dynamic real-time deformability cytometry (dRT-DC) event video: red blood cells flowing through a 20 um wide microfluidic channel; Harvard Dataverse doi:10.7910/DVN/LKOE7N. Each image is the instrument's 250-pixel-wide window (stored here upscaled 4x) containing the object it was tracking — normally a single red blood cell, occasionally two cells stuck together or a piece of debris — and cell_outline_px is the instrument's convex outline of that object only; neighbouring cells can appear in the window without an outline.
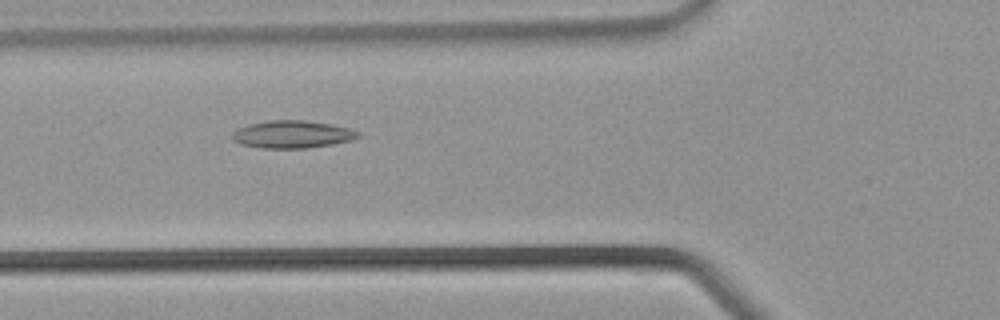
{"species": "common noctule bat (a hibernating species)", "species_latin": "Nyctalus noctula", "temperature_condition": "warm", "stored_images_in_passage": 32, "camera_frame_rate_fps": 3000, "um_per_image_px": 0.085, "animal": {"sex": "male", "body_mass_g": 21.5, "forearm_length_mm": 52.0}, "frame": {"image": 1, "passage_image": 9, "time_ms": 2.667, "image_size_px": [1000, 320], "cell_outline_px": [[360, 136], [352, 140], [332, 144], [304, 148], [264, 148], [240, 144], [232, 140], [232, 132], [236, 128], [248, 124], [268, 120], [304, 120], [332, 124], [348, 128], [360, 132]], "centroid_in_image_um": [24.81, 11.41], "position_along_channel_um": 101.0, "area_um2": 20.29}}
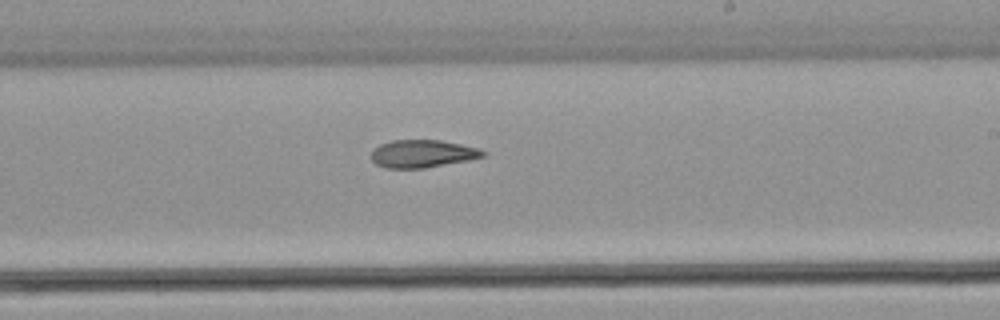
{"frame": {"image": 2, "passage_image": 17, "time_ms": 5.333, "image_size_px": [1000, 320], "cell_outline_px": [[488, 152], [484, 156], [468, 160], [424, 168], [384, 168], [376, 164], [372, 160], [372, 148], [380, 144], [392, 140], [440, 140], [460, 144], [476, 148]], "centroid_in_image_um": [35.87, 13.06], "position_along_channel_um": 253.1, "area_um2": 17.98}}
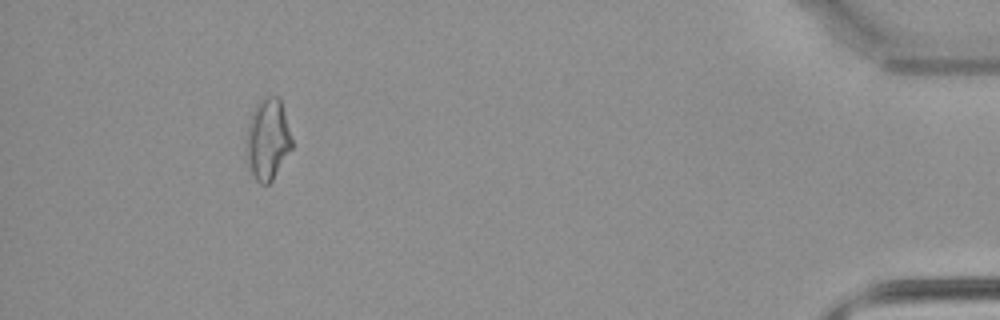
{"frame": {"image": 3, "passage_image": 29, "time_ms": 9.333, "image_size_px": [1000, 320], "cell_outline_px": [[292, 148], [272, 180], [268, 184], [260, 184], [256, 180], [248, 164], [248, 124], [252, 112], [256, 104], [264, 96], [280, 96], [292, 140]], "centroid_in_image_um": [22.78, 11.81], "position_along_channel_um": 412.4, "area_um2": 21.15}}